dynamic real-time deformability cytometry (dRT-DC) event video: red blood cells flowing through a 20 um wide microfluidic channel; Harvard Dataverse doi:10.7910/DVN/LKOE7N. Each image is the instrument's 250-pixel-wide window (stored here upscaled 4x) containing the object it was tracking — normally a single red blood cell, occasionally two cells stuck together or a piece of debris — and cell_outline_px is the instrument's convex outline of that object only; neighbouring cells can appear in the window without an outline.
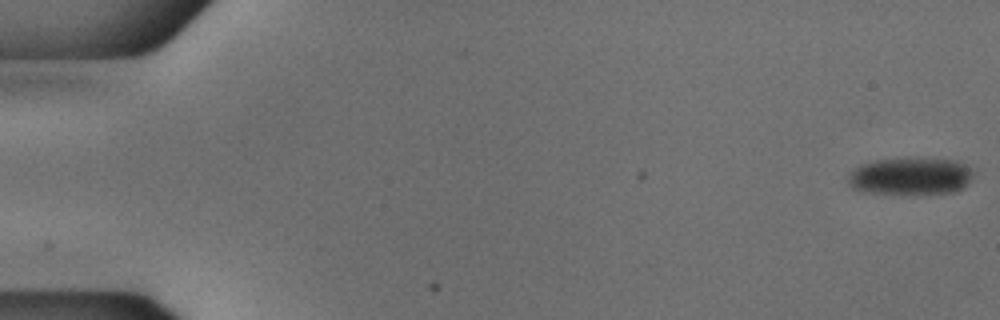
{"species": "common noctule bat (a hibernating species)", "species_latin": "Nyctalus noctula", "temperature_condition": "cold", "stored_images_in_passage": 33, "camera_frame_rate_fps": 3000, "um_per_image_px": 0.085, "animal": {"sex": "male", "body_mass_g": 18.8}, "frame": {"image": 1, "passage_image": 1, "time_ms": 0.0, "image_size_px": [1000, 320], "cell_outline_px": [[972, 176], [968, 184], [956, 192], [900, 196], [860, 192], [852, 188], [848, 184], [848, 176], [856, 168], [864, 164], [876, 160], [956, 160], [964, 164], [972, 172]], "centroid_in_image_um": [77.36, 15.06], "position_along_channel_um": 7.6, "area_um2": 27.28}}
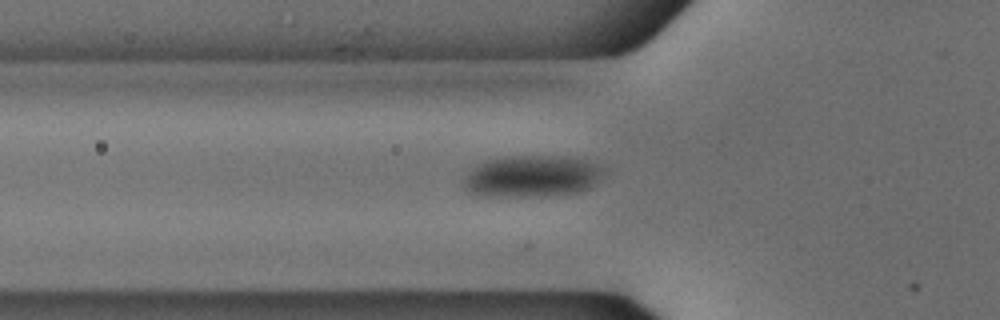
{"frame": {"image": 2, "passage_image": 19, "time_ms": 6.0, "image_size_px": [1000, 320], "cell_outline_px": [[608, 168], [604, 176], [592, 188], [580, 192], [544, 196], [480, 196], [468, 192], [460, 180], [476, 164], [488, 160], [504, 156], [560, 156], [588, 160]], "centroid_in_image_um": [45.26, 14.98], "position_along_channel_um": 80.5, "area_um2": 34.91}}
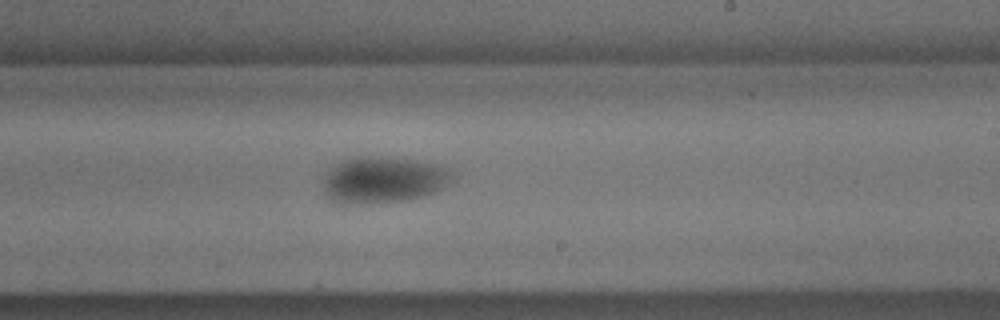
{"frame": {"image": 3, "passage_image": 33, "time_ms": 10.667, "image_size_px": [1000, 320], "cell_outline_px": [[456, 176], [452, 180], [440, 188], [424, 196], [404, 200], [364, 204], [352, 204], [332, 200], [324, 192], [324, 180], [328, 172], [332, 168], [344, 160], [356, 156], [380, 156], [416, 160], [448, 168], [456, 172]], "centroid_in_image_um": [32.61, 15.28], "position_along_channel_um": 256.4, "area_um2": 34.68}}